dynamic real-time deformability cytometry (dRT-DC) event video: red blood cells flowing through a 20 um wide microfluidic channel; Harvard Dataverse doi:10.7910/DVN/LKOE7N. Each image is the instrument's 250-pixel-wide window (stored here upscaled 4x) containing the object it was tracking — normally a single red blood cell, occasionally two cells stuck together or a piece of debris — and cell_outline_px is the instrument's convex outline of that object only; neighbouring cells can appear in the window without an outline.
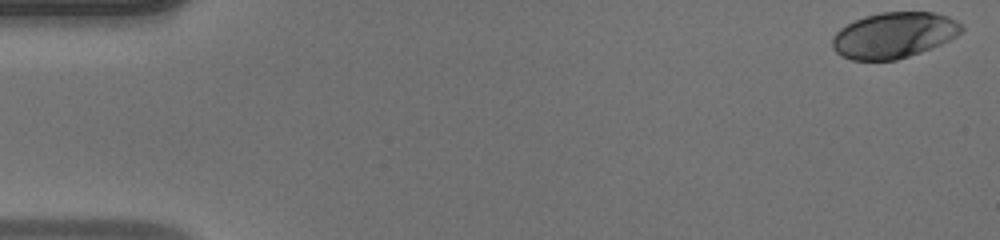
{"species": "human", "species_latin": "Homo sapiens", "temperature_condition": "warm", "stored_images_in_passage": 49, "camera_frame_rate_fps": 3000, "um_per_image_px": 0.085, "donor": {"sex": "male"}, "frame": {"image": 1, "passage_image": 1, "time_ms": 0.0, "image_size_px": [1000, 240], "cell_outline_px": [[964, 28], [956, 36], [940, 44], [920, 52], [896, 60], [852, 60], [836, 52], [832, 48], [832, 36], [840, 28], [864, 16], [880, 12], [932, 12], [948, 16], [964, 24]], "centroid_in_image_um": [75.98, 2.98], "position_along_channel_um": 9.0, "area_um2": 34.39}}
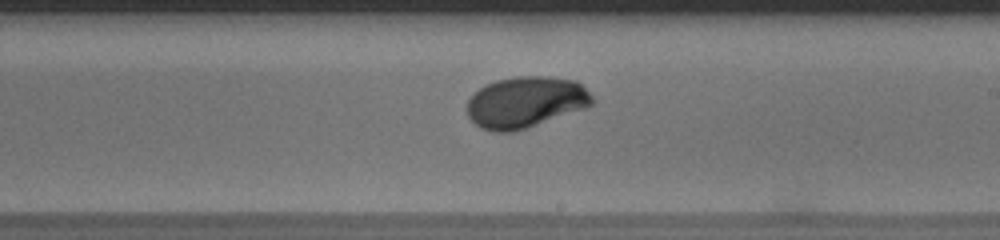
{"frame": {"image": 2, "passage_image": 29, "time_ms": 9.333, "image_size_px": [1000, 240], "cell_outline_px": [[596, 100], [592, 104], [584, 108], [512, 132], [492, 132], [480, 128], [468, 116], [468, 100], [480, 88], [496, 80], [516, 76], [544, 76], [576, 80]], "centroid_in_image_um": [44.67, 8.68], "position_along_channel_um": 244.3, "area_um2": 36.88}}
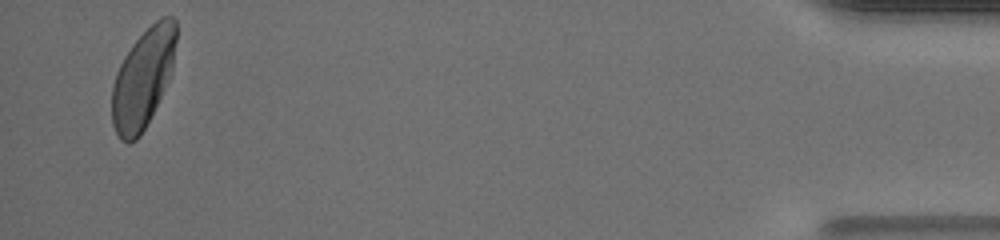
{"frame": {"image": 3, "passage_image": 48, "time_ms": 15.667, "image_size_px": [1000, 240], "cell_outline_px": [[176, 40], [172, 68], [168, 80], [140, 136], [136, 140], [128, 144], [120, 140], [112, 124], [112, 84], [116, 72], [124, 56], [132, 44], [156, 20], [164, 16], [172, 16], [176, 20]], "centroid_in_image_um": [12.13, 6.67], "position_along_channel_um": 423.1, "area_um2": 36.7}, "authors_computed_cell_mechanics": {"area_um2": 36.414, "velocity_mm_per_s": 4.1231, "shape_relaxation_time_tau1_ms": 3.6767, "shape_relaxation_time_tau2_ms": null, "deformation_change_tau1": 0.1996, "deformation_change_tau2": null}}